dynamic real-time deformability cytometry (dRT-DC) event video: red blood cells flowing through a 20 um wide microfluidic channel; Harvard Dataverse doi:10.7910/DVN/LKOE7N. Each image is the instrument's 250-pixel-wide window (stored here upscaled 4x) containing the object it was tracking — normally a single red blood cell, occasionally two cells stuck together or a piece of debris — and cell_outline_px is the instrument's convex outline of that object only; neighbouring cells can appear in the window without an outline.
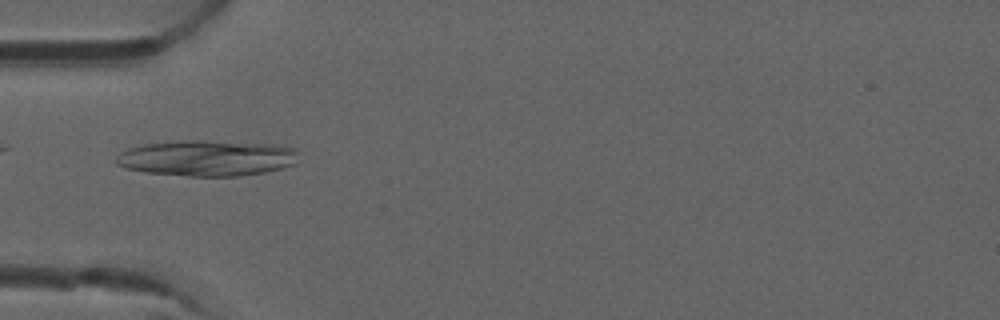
{"species": "common noctule bat (a hibernating species)", "species_latin": "Nyctalus noctula", "temperature_condition": "room temperature", "stored_images_in_passage": 37, "camera_frame_rate_fps": 3000, "um_per_image_px": 0.085, "animal": {"sex": "male", "forearm_length_mm": 52.5}, "frame": {"image": 1, "passage_image": 2, "time_ms": 0.333, "image_size_px": [1000, 320], "cell_outline_px": [[296, 164], [264, 172], [240, 176], [188, 176], [144, 172], [128, 168], [116, 164], [116, 156], [120, 152], [128, 148], [144, 144], [188, 140], [204, 140], [272, 144], [296, 148]], "centroid_in_image_um": [17.58, 13.43], "position_along_channel_um": 67.4, "area_um2": 38.09}}
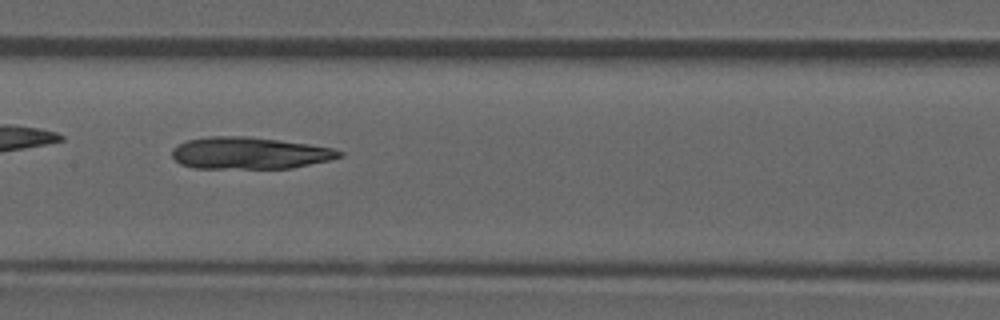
{"frame": {"image": 2, "passage_image": 11, "time_ms": 3.333, "image_size_px": [1000, 320], "cell_outline_px": [[344, 156], [328, 160], [292, 168], [196, 168], [180, 164], [172, 156], [172, 148], [188, 140], [208, 136], [244, 136], [308, 144], [332, 148], [344, 152]], "centroid_in_image_um": [21.2, 13.01], "position_along_channel_um": 186.2, "area_um2": 30.87}}
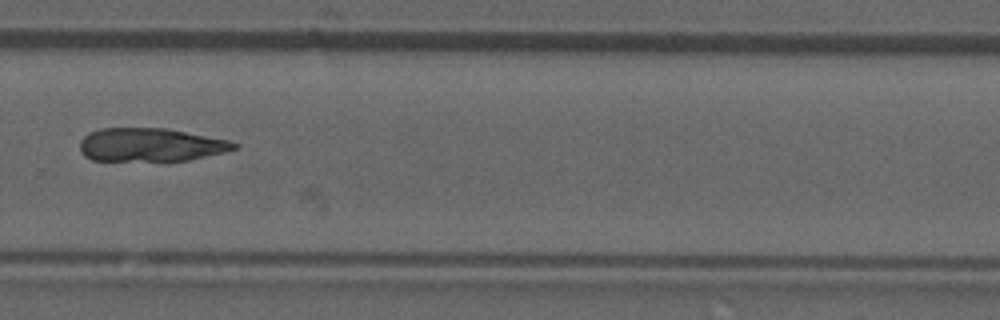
{"frame": {"image": 3, "passage_image": 21, "time_ms": 6.667, "image_size_px": [1000, 320], "cell_outline_px": [[240, 148], [224, 152], [188, 160], [92, 160], [84, 156], [80, 152], [80, 140], [88, 132], [100, 128], [164, 128], [228, 140], [240, 144]], "centroid_in_image_um": [12.78, 12.3], "position_along_channel_um": 317.0, "area_um2": 29.88}}